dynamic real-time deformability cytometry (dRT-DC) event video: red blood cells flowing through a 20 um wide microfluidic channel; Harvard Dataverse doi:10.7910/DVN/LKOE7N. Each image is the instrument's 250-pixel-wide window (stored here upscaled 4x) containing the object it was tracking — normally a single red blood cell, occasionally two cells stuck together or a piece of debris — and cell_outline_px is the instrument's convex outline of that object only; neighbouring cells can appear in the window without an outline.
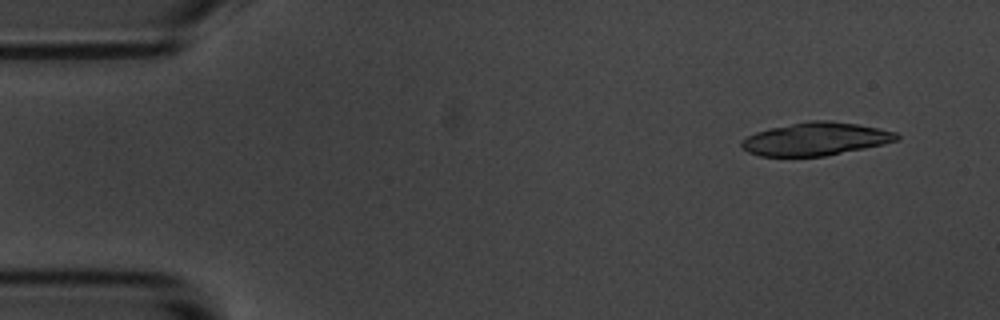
{"species": "common noctule bat (a hibernating species)", "species_latin": "Nyctalus noctula", "temperature_condition": "room temperature", "stored_images_in_passage": 7, "segment_of_instrument_passage": [1, 2], "camera_frame_rate_fps": 3000, "um_per_image_px": 0.085, "animal": {"sex": "male", "body_mass_g": 20.1, "forearm_length_mm": 53.5}, "frame": {"image": 1, "passage_image": 1, "time_ms": 0.0, "image_size_px": [1000, 320], "cell_outline_px": [[900, 140], [884, 144], [824, 156], [760, 156], [748, 152], [740, 144], [748, 136], [756, 132], [768, 128], [808, 120], [828, 120], [856, 124], [880, 128], [896, 132], [900, 136]], "centroid_in_image_um": [69.36, 11.8], "position_along_channel_um": 15.6, "area_um2": 29.77}}